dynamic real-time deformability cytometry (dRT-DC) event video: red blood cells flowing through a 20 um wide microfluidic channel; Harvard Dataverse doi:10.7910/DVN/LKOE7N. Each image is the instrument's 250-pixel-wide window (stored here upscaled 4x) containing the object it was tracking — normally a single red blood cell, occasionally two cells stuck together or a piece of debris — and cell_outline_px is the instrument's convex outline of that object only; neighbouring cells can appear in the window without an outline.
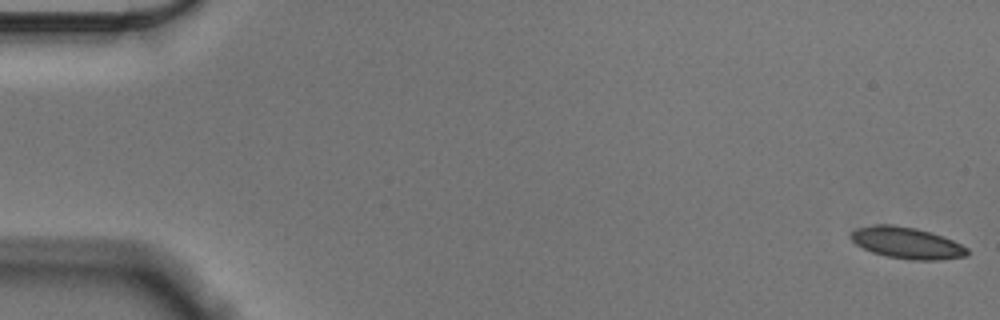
{"species": "Egyptian fruit bat (a non-hibernating species)", "species_latin": "Rousettus aegyptiacus", "temperature_condition": "cold", "stored_images_in_passage": 57, "camera_frame_rate_fps": 3000, "um_per_image_px": 0.085, "animal": {"sex": "male"}, "frame": {"image": 1, "passage_image": 1, "time_ms": 0.0, "image_size_px": [1000, 320], "cell_outline_px": [[968, 256], [936, 260], [912, 260], [888, 256], [872, 252], [856, 244], [852, 240], [852, 232], [856, 228], [872, 224], [892, 224], [916, 228], [944, 236], [968, 248]], "centroid_in_image_um": [77.1, 20.64], "position_along_channel_um": 7.9, "area_um2": 21.27}}
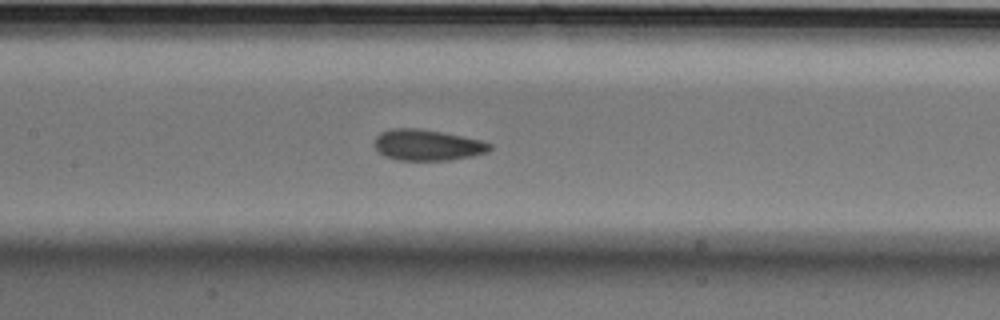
{"frame": {"image": 2, "passage_image": 27, "time_ms": 8.667, "image_size_px": [1000, 320], "cell_outline_px": [[492, 148], [488, 152], [472, 156], [452, 160], [396, 160], [384, 156], [376, 152], [372, 144], [376, 136], [380, 132], [392, 128], [420, 128], [464, 136], [480, 140], [492, 144]], "centroid_in_image_um": [36.28, 12.33], "position_along_channel_um": 171.1, "area_um2": 21.27}}
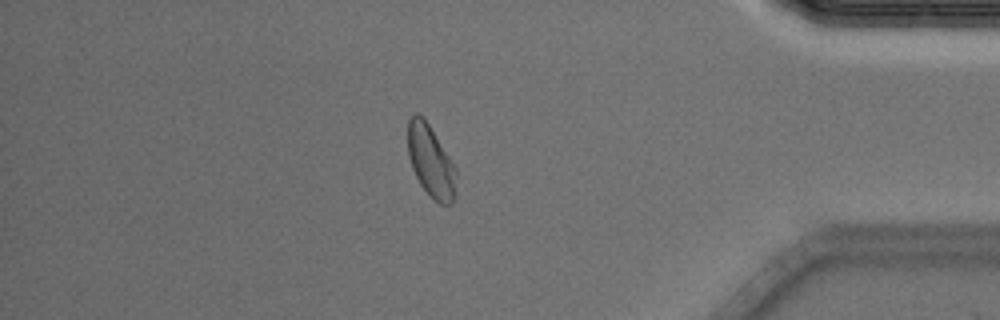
{"frame": {"image": 3, "passage_image": 49, "time_ms": 16.0, "image_size_px": [1000, 320], "cell_outline_px": [[456, 196], [452, 204], [440, 204], [420, 184], [412, 168], [408, 156], [408, 120], [416, 112], [424, 116], [456, 168]], "centroid_in_image_um": [36.62, 13.69], "position_along_channel_um": 398.6, "area_um2": 20.23}, "authors_computed_cell_mechanics": {"area_um2": 20.9814, "velocity_mm_per_s": 3.545, "shape_relaxation_time_tau1_ms": 4.4416, "shape_relaxation_time_tau2_ms": 1.5423, "deformation_change_tau1": 0.0904, "deformation_change_tau2": 0.0689}}